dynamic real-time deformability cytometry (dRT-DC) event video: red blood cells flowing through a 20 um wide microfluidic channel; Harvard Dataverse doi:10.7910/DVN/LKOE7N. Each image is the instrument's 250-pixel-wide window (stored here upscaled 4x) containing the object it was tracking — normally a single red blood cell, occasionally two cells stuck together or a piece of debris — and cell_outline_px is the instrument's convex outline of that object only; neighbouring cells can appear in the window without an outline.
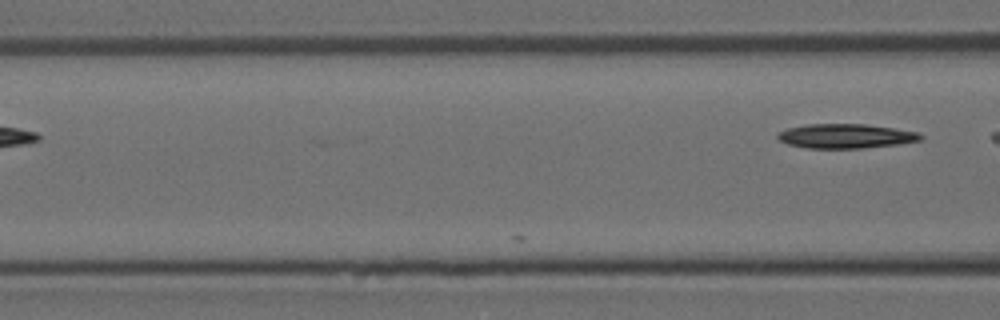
{"species": "Egyptian fruit bat (a non-hibernating species)", "species_latin": "Rousettus aegyptiacus", "temperature_condition": "room temperature", "stored_images_in_passage": 5, "camera_frame_rate_fps": 3000, "um_per_image_px": 0.085, "animal": {"sex": "female"}, "frame": {"image": 1, "passage_image": 5, "time_ms": 1.333, "image_size_px": [1000, 320], "cell_outline_px": [[924, 140], [900, 144], [864, 148], [808, 148], [788, 144], [780, 140], [776, 136], [780, 132], [788, 128], [808, 124], [864, 124], [892, 128], [916, 132], [924, 136]], "centroid_in_image_um": [71.93, 11.57], "position_along_channel_um": 94.7, "area_um2": 20.23}}